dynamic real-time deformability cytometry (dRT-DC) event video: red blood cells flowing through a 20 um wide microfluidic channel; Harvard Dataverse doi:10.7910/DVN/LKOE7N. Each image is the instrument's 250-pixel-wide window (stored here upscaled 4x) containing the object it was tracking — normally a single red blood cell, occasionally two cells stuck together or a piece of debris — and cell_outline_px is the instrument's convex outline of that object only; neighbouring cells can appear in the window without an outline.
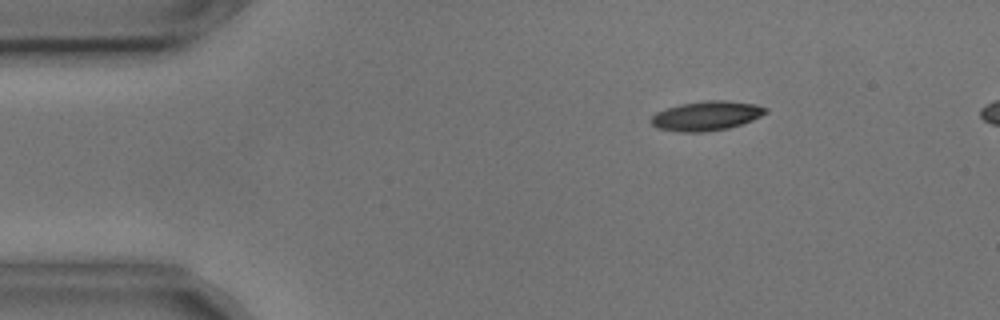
{"species": "common noctule bat (a hibernating species)", "species_latin": "Nyctalus noctula", "temperature_condition": "cold", "stored_images_in_passage": 5, "camera_frame_rate_fps": 3000, "um_per_image_px": 0.085, "animal": {"sex": "male", "body_mass_g": 17.9, "forearm_length_mm": 54.2}, "frame": {"image": 1, "passage_image": 2, "time_ms": 0.333, "image_size_px": [1000, 320], "cell_outline_px": [[768, 112], [752, 120], [728, 128], [704, 132], [680, 132], [656, 128], [648, 120], [656, 112], [680, 104], [704, 100], [728, 100], [756, 104], [768, 108]], "centroid_in_image_um": [60.03, 9.84], "position_along_channel_um": 25.0, "area_um2": 19.77}}